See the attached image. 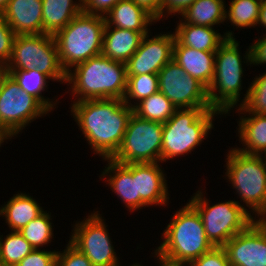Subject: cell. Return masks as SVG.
Listing matches in <instances>:
<instances>
[{
  "label": "cell",
  "instance_id": "6da1fadb",
  "mask_svg": "<svg viewBox=\"0 0 266 266\" xmlns=\"http://www.w3.org/2000/svg\"><path fill=\"white\" fill-rule=\"evenodd\" d=\"M70 107L93 153L112 158L123 142L133 108L117 98L83 100Z\"/></svg>",
  "mask_w": 266,
  "mask_h": 266
},
{
  "label": "cell",
  "instance_id": "7a4b0ae2",
  "mask_svg": "<svg viewBox=\"0 0 266 266\" xmlns=\"http://www.w3.org/2000/svg\"><path fill=\"white\" fill-rule=\"evenodd\" d=\"M66 83L70 85L74 102L108 98L123 100L127 89L126 64L100 54L69 70Z\"/></svg>",
  "mask_w": 266,
  "mask_h": 266
},
{
  "label": "cell",
  "instance_id": "3957f363",
  "mask_svg": "<svg viewBox=\"0 0 266 266\" xmlns=\"http://www.w3.org/2000/svg\"><path fill=\"white\" fill-rule=\"evenodd\" d=\"M173 214L154 253L171 262L189 264L214 247L206 237L201 216L189 202Z\"/></svg>",
  "mask_w": 266,
  "mask_h": 266
},
{
  "label": "cell",
  "instance_id": "277c9868",
  "mask_svg": "<svg viewBox=\"0 0 266 266\" xmlns=\"http://www.w3.org/2000/svg\"><path fill=\"white\" fill-rule=\"evenodd\" d=\"M239 45L235 38H227L215 55L214 77L208 88V100L210 107L219 111L222 116L230 114V110L237 108L241 102L244 74L242 63L252 65L250 46L242 61Z\"/></svg>",
  "mask_w": 266,
  "mask_h": 266
},
{
  "label": "cell",
  "instance_id": "5b68a950",
  "mask_svg": "<svg viewBox=\"0 0 266 266\" xmlns=\"http://www.w3.org/2000/svg\"><path fill=\"white\" fill-rule=\"evenodd\" d=\"M221 113L213 108L202 107L176 109L173 116L163 123L161 162L191 153L209 131L214 129V117Z\"/></svg>",
  "mask_w": 266,
  "mask_h": 266
},
{
  "label": "cell",
  "instance_id": "8992f818",
  "mask_svg": "<svg viewBox=\"0 0 266 266\" xmlns=\"http://www.w3.org/2000/svg\"><path fill=\"white\" fill-rule=\"evenodd\" d=\"M105 25L104 16L82 11L53 35L60 64L66 73L101 54Z\"/></svg>",
  "mask_w": 266,
  "mask_h": 266
},
{
  "label": "cell",
  "instance_id": "52a82bcc",
  "mask_svg": "<svg viewBox=\"0 0 266 266\" xmlns=\"http://www.w3.org/2000/svg\"><path fill=\"white\" fill-rule=\"evenodd\" d=\"M226 155L225 178L237 191L240 202L248 207L247 211L251 209L249 213L255 215V219H262L266 215V162L263 155H248L235 148L228 150Z\"/></svg>",
  "mask_w": 266,
  "mask_h": 266
},
{
  "label": "cell",
  "instance_id": "ba28073f",
  "mask_svg": "<svg viewBox=\"0 0 266 266\" xmlns=\"http://www.w3.org/2000/svg\"><path fill=\"white\" fill-rule=\"evenodd\" d=\"M188 201L201 216L207 239L214 247H223L233 236L244 231L255 219L244 203L228 200L210 205L202 190Z\"/></svg>",
  "mask_w": 266,
  "mask_h": 266
},
{
  "label": "cell",
  "instance_id": "9c48e42d",
  "mask_svg": "<svg viewBox=\"0 0 266 266\" xmlns=\"http://www.w3.org/2000/svg\"><path fill=\"white\" fill-rule=\"evenodd\" d=\"M5 69H37L52 81L66 84V72L60 64L56 41L52 34L16 35L12 55Z\"/></svg>",
  "mask_w": 266,
  "mask_h": 266
},
{
  "label": "cell",
  "instance_id": "30bf717a",
  "mask_svg": "<svg viewBox=\"0 0 266 266\" xmlns=\"http://www.w3.org/2000/svg\"><path fill=\"white\" fill-rule=\"evenodd\" d=\"M163 123L132 113L123 142L111 158L121 164L161 162Z\"/></svg>",
  "mask_w": 266,
  "mask_h": 266
},
{
  "label": "cell",
  "instance_id": "8fae6325",
  "mask_svg": "<svg viewBox=\"0 0 266 266\" xmlns=\"http://www.w3.org/2000/svg\"><path fill=\"white\" fill-rule=\"evenodd\" d=\"M49 111L33 96L21 90L7 72L0 80V126L12 137Z\"/></svg>",
  "mask_w": 266,
  "mask_h": 266
},
{
  "label": "cell",
  "instance_id": "7c38bea8",
  "mask_svg": "<svg viewBox=\"0 0 266 266\" xmlns=\"http://www.w3.org/2000/svg\"><path fill=\"white\" fill-rule=\"evenodd\" d=\"M94 211L73 225L69 242L81 251L93 266H121L104 222V217Z\"/></svg>",
  "mask_w": 266,
  "mask_h": 266
},
{
  "label": "cell",
  "instance_id": "4fadbf2b",
  "mask_svg": "<svg viewBox=\"0 0 266 266\" xmlns=\"http://www.w3.org/2000/svg\"><path fill=\"white\" fill-rule=\"evenodd\" d=\"M159 91L177 108L211 109L208 89L173 59L158 73Z\"/></svg>",
  "mask_w": 266,
  "mask_h": 266
},
{
  "label": "cell",
  "instance_id": "5bb4252c",
  "mask_svg": "<svg viewBox=\"0 0 266 266\" xmlns=\"http://www.w3.org/2000/svg\"><path fill=\"white\" fill-rule=\"evenodd\" d=\"M144 35L137 51L126 64L127 76L158 74L173 59L174 32L160 33L150 38Z\"/></svg>",
  "mask_w": 266,
  "mask_h": 266
},
{
  "label": "cell",
  "instance_id": "9a60e30c",
  "mask_svg": "<svg viewBox=\"0 0 266 266\" xmlns=\"http://www.w3.org/2000/svg\"><path fill=\"white\" fill-rule=\"evenodd\" d=\"M230 266H266V223L254 220L223 246Z\"/></svg>",
  "mask_w": 266,
  "mask_h": 266
},
{
  "label": "cell",
  "instance_id": "2e32d148",
  "mask_svg": "<svg viewBox=\"0 0 266 266\" xmlns=\"http://www.w3.org/2000/svg\"><path fill=\"white\" fill-rule=\"evenodd\" d=\"M161 162L132 163V179L136 187V211L149 206H166L168 184Z\"/></svg>",
  "mask_w": 266,
  "mask_h": 266
},
{
  "label": "cell",
  "instance_id": "e0dca14e",
  "mask_svg": "<svg viewBox=\"0 0 266 266\" xmlns=\"http://www.w3.org/2000/svg\"><path fill=\"white\" fill-rule=\"evenodd\" d=\"M42 0H10L1 13L16 35L43 34Z\"/></svg>",
  "mask_w": 266,
  "mask_h": 266
},
{
  "label": "cell",
  "instance_id": "ac0fdd59",
  "mask_svg": "<svg viewBox=\"0 0 266 266\" xmlns=\"http://www.w3.org/2000/svg\"><path fill=\"white\" fill-rule=\"evenodd\" d=\"M215 55L216 52L198 51L191 47L183 46L175 38L173 60L207 89L214 77Z\"/></svg>",
  "mask_w": 266,
  "mask_h": 266
},
{
  "label": "cell",
  "instance_id": "d6986e66",
  "mask_svg": "<svg viewBox=\"0 0 266 266\" xmlns=\"http://www.w3.org/2000/svg\"><path fill=\"white\" fill-rule=\"evenodd\" d=\"M175 38L183 45L198 51L216 52L227 39L234 38L233 31H226L223 35L209 26H198L180 20L174 30Z\"/></svg>",
  "mask_w": 266,
  "mask_h": 266
},
{
  "label": "cell",
  "instance_id": "ffe728a7",
  "mask_svg": "<svg viewBox=\"0 0 266 266\" xmlns=\"http://www.w3.org/2000/svg\"><path fill=\"white\" fill-rule=\"evenodd\" d=\"M153 22V23H152ZM157 21L133 0H120L106 15L105 23L111 27L140 32H150V25Z\"/></svg>",
  "mask_w": 266,
  "mask_h": 266
},
{
  "label": "cell",
  "instance_id": "44dd1931",
  "mask_svg": "<svg viewBox=\"0 0 266 266\" xmlns=\"http://www.w3.org/2000/svg\"><path fill=\"white\" fill-rule=\"evenodd\" d=\"M108 162L99 176L110 186L119 199L125 204L129 212L136 211L135 179H132V163L121 164L111 158L102 159ZM108 176V178L106 177Z\"/></svg>",
  "mask_w": 266,
  "mask_h": 266
},
{
  "label": "cell",
  "instance_id": "7402d4cb",
  "mask_svg": "<svg viewBox=\"0 0 266 266\" xmlns=\"http://www.w3.org/2000/svg\"><path fill=\"white\" fill-rule=\"evenodd\" d=\"M143 35L128 29L105 25L102 52L105 57L126 63L137 51Z\"/></svg>",
  "mask_w": 266,
  "mask_h": 266
},
{
  "label": "cell",
  "instance_id": "603a6c76",
  "mask_svg": "<svg viewBox=\"0 0 266 266\" xmlns=\"http://www.w3.org/2000/svg\"><path fill=\"white\" fill-rule=\"evenodd\" d=\"M44 211L43 207L29 193L18 192L0 207V217H4L11 231H19Z\"/></svg>",
  "mask_w": 266,
  "mask_h": 266
},
{
  "label": "cell",
  "instance_id": "cb8c5ba5",
  "mask_svg": "<svg viewBox=\"0 0 266 266\" xmlns=\"http://www.w3.org/2000/svg\"><path fill=\"white\" fill-rule=\"evenodd\" d=\"M240 116L238 137L243 148L235 147L248 155H263L266 151V115L248 114Z\"/></svg>",
  "mask_w": 266,
  "mask_h": 266
},
{
  "label": "cell",
  "instance_id": "d4e9b609",
  "mask_svg": "<svg viewBox=\"0 0 266 266\" xmlns=\"http://www.w3.org/2000/svg\"><path fill=\"white\" fill-rule=\"evenodd\" d=\"M43 34L54 35L83 11L82 0H42Z\"/></svg>",
  "mask_w": 266,
  "mask_h": 266
},
{
  "label": "cell",
  "instance_id": "484cf974",
  "mask_svg": "<svg viewBox=\"0 0 266 266\" xmlns=\"http://www.w3.org/2000/svg\"><path fill=\"white\" fill-rule=\"evenodd\" d=\"M226 4L224 0H196L180 16L185 23L215 27L225 22Z\"/></svg>",
  "mask_w": 266,
  "mask_h": 266
},
{
  "label": "cell",
  "instance_id": "4316f807",
  "mask_svg": "<svg viewBox=\"0 0 266 266\" xmlns=\"http://www.w3.org/2000/svg\"><path fill=\"white\" fill-rule=\"evenodd\" d=\"M15 81L18 83L21 90L35 97L49 112L53 111L58 104L57 99L53 102L50 98H45L42 92L47 90L48 80H51L47 75L39 72L37 69L31 70H6Z\"/></svg>",
  "mask_w": 266,
  "mask_h": 266
},
{
  "label": "cell",
  "instance_id": "83f0119b",
  "mask_svg": "<svg viewBox=\"0 0 266 266\" xmlns=\"http://www.w3.org/2000/svg\"><path fill=\"white\" fill-rule=\"evenodd\" d=\"M176 109L172 102L158 91L138 102L133 107V113L146 120L165 123L173 116Z\"/></svg>",
  "mask_w": 266,
  "mask_h": 266
},
{
  "label": "cell",
  "instance_id": "f1b7e54d",
  "mask_svg": "<svg viewBox=\"0 0 266 266\" xmlns=\"http://www.w3.org/2000/svg\"><path fill=\"white\" fill-rule=\"evenodd\" d=\"M261 2L259 0H231L226 10V19L236 29L257 26Z\"/></svg>",
  "mask_w": 266,
  "mask_h": 266
},
{
  "label": "cell",
  "instance_id": "f546056e",
  "mask_svg": "<svg viewBox=\"0 0 266 266\" xmlns=\"http://www.w3.org/2000/svg\"><path fill=\"white\" fill-rule=\"evenodd\" d=\"M33 250L18 231H10L5 237L0 235V266H15Z\"/></svg>",
  "mask_w": 266,
  "mask_h": 266
},
{
  "label": "cell",
  "instance_id": "4dcf8cb0",
  "mask_svg": "<svg viewBox=\"0 0 266 266\" xmlns=\"http://www.w3.org/2000/svg\"><path fill=\"white\" fill-rule=\"evenodd\" d=\"M235 111L243 115H266V72L255 76Z\"/></svg>",
  "mask_w": 266,
  "mask_h": 266
},
{
  "label": "cell",
  "instance_id": "1f68e13d",
  "mask_svg": "<svg viewBox=\"0 0 266 266\" xmlns=\"http://www.w3.org/2000/svg\"><path fill=\"white\" fill-rule=\"evenodd\" d=\"M51 212L43 211L38 217L22 227L18 232L30 243L34 249L48 246L54 238ZM43 246V247H42Z\"/></svg>",
  "mask_w": 266,
  "mask_h": 266
},
{
  "label": "cell",
  "instance_id": "d6a6232c",
  "mask_svg": "<svg viewBox=\"0 0 266 266\" xmlns=\"http://www.w3.org/2000/svg\"><path fill=\"white\" fill-rule=\"evenodd\" d=\"M158 91V74L127 76V89L123 98V102H125L129 107L133 108L138 102L148 98L150 95L157 93Z\"/></svg>",
  "mask_w": 266,
  "mask_h": 266
},
{
  "label": "cell",
  "instance_id": "836d02e7",
  "mask_svg": "<svg viewBox=\"0 0 266 266\" xmlns=\"http://www.w3.org/2000/svg\"><path fill=\"white\" fill-rule=\"evenodd\" d=\"M56 266H93V264L68 241L66 248L57 253Z\"/></svg>",
  "mask_w": 266,
  "mask_h": 266
},
{
  "label": "cell",
  "instance_id": "e575fe53",
  "mask_svg": "<svg viewBox=\"0 0 266 266\" xmlns=\"http://www.w3.org/2000/svg\"><path fill=\"white\" fill-rule=\"evenodd\" d=\"M15 36L14 31L0 14V64L3 66L10 61Z\"/></svg>",
  "mask_w": 266,
  "mask_h": 266
},
{
  "label": "cell",
  "instance_id": "d590c367",
  "mask_svg": "<svg viewBox=\"0 0 266 266\" xmlns=\"http://www.w3.org/2000/svg\"><path fill=\"white\" fill-rule=\"evenodd\" d=\"M58 251L34 249L15 266H56Z\"/></svg>",
  "mask_w": 266,
  "mask_h": 266
},
{
  "label": "cell",
  "instance_id": "8d00e7d4",
  "mask_svg": "<svg viewBox=\"0 0 266 266\" xmlns=\"http://www.w3.org/2000/svg\"><path fill=\"white\" fill-rule=\"evenodd\" d=\"M188 266H230L223 247H213L197 259L191 261Z\"/></svg>",
  "mask_w": 266,
  "mask_h": 266
},
{
  "label": "cell",
  "instance_id": "74e56055",
  "mask_svg": "<svg viewBox=\"0 0 266 266\" xmlns=\"http://www.w3.org/2000/svg\"><path fill=\"white\" fill-rule=\"evenodd\" d=\"M120 0H82L83 11L86 13L104 16Z\"/></svg>",
  "mask_w": 266,
  "mask_h": 266
},
{
  "label": "cell",
  "instance_id": "f35d334b",
  "mask_svg": "<svg viewBox=\"0 0 266 266\" xmlns=\"http://www.w3.org/2000/svg\"><path fill=\"white\" fill-rule=\"evenodd\" d=\"M195 1L196 0H162L161 20L165 17L168 18L170 15H181Z\"/></svg>",
  "mask_w": 266,
  "mask_h": 266
},
{
  "label": "cell",
  "instance_id": "ab89813d",
  "mask_svg": "<svg viewBox=\"0 0 266 266\" xmlns=\"http://www.w3.org/2000/svg\"><path fill=\"white\" fill-rule=\"evenodd\" d=\"M254 43V44H253ZM251 45V61L253 65H266V33L261 39L254 40Z\"/></svg>",
  "mask_w": 266,
  "mask_h": 266
},
{
  "label": "cell",
  "instance_id": "60d3db41",
  "mask_svg": "<svg viewBox=\"0 0 266 266\" xmlns=\"http://www.w3.org/2000/svg\"><path fill=\"white\" fill-rule=\"evenodd\" d=\"M144 11L151 15L157 22L161 20L162 0H133Z\"/></svg>",
  "mask_w": 266,
  "mask_h": 266
},
{
  "label": "cell",
  "instance_id": "b9f144b4",
  "mask_svg": "<svg viewBox=\"0 0 266 266\" xmlns=\"http://www.w3.org/2000/svg\"><path fill=\"white\" fill-rule=\"evenodd\" d=\"M257 25L266 29V2L261 3Z\"/></svg>",
  "mask_w": 266,
  "mask_h": 266
},
{
  "label": "cell",
  "instance_id": "7bdbcfd3",
  "mask_svg": "<svg viewBox=\"0 0 266 266\" xmlns=\"http://www.w3.org/2000/svg\"><path fill=\"white\" fill-rule=\"evenodd\" d=\"M154 256L156 257L155 259L158 260L157 264L159 266H188V264H183V263H175V262H171L168 261L162 257H160L159 255H157L156 253L154 254Z\"/></svg>",
  "mask_w": 266,
  "mask_h": 266
},
{
  "label": "cell",
  "instance_id": "ee69618b",
  "mask_svg": "<svg viewBox=\"0 0 266 266\" xmlns=\"http://www.w3.org/2000/svg\"><path fill=\"white\" fill-rule=\"evenodd\" d=\"M12 138L13 137L3 127L0 126V147L4 141L6 142V140H11Z\"/></svg>",
  "mask_w": 266,
  "mask_h": 266
},
{
  "label": "cell",
  "instance_id": "f6af8a7d",
  "mask_svg": "<svg viewBox=\"0 0 266 266\" xmlns=\"http://www.w3.org/2000/svg\"><path fill=\"white\" fill-rule=\"evenodd\" d=\"M10 0H0V14L5 10Z\"/></svg>",
  "mask_w": 266,
  "mask_h": 266
},
{
  "label": "cell",
  "instance_id": "bcb514c9",
  "mask_svg": "<svg viewBox=\"0 0 266 266\" xmlns=\"http://www.w3.org/2000/svg\"><path fill=\"white\" fill-rule=\"evenodd\" d=\"M5 72H6L5 66L0 64V80L2 76L5 74Z\"/></svg>",
  "mask_w": 266,
  "mask_h": 266
},
{
  "label": "cell",
  "instance_id": "7dc6e473",
  "mask_svg": "<svg viewBox=\"0 0 266 266\" xmlns=\"http://www.w3.org/2000/svg\"><path fill=\"white\" fill-rule=\"evenodd\" d=\"M131 266H143V265H141V264H139V263H134V264H132Z\"/></svg>",
  "mask_w": 266,
  "mask_h": 266
},
{
  "label": "cell",
  "instance_id": "c3c4849f",
  "mask_svg": "<svg viewBox=\"0 0 266 266\" xmlns=\"http://www.w3.org/2000/svg\"><path fill=\"white\" fill-rule=\"evenodd\" d=\"M263 155H264L263 158H264V160L266 162V151H265V153Z\"/></svg>",
  "mask_w": 266,
  "mask_h": 266
},
{
  "label": "cell",
  "instance_id": "681fc988",
  "mask_svg": "<svg viewBox=\"0 0 266 266\" xmlns=\"http://www.w3.org/2000/svg\"><path fill=\"white\" fill-rule=\"evenodd\" d=\"M262 220L266 223V215L262 218Z\"/></svg>",
  "mask_w": 266,
  "mask_h": 266
}]
</instances>
